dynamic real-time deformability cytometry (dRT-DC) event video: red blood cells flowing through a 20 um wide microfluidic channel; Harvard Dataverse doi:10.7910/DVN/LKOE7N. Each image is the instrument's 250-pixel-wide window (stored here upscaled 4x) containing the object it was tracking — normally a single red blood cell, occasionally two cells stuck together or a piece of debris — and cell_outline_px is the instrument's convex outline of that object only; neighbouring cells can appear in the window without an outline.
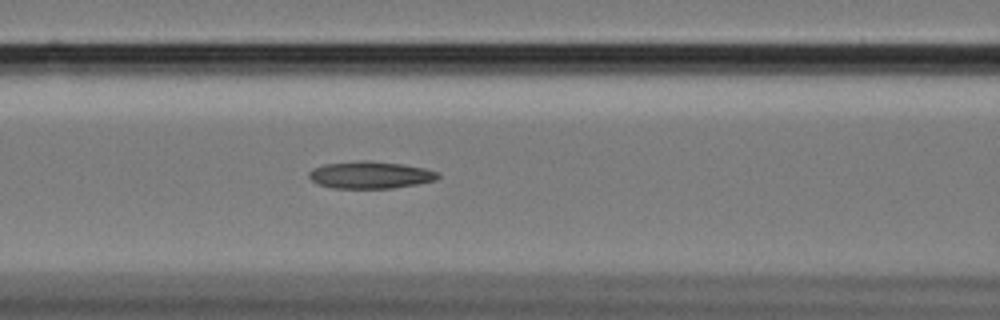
{"species": "Egyptian fruit bat (a non-hibernating species)", "species_latin": "Rousettus aegyptiacus", "temperature_condition": "cold", "stored_images_in_passage": 41, "camera_frame_rate_fps": 3000, "um_per_image_px": 0.085, "animal": {"sex": "female"}, "frame": {"image": 1, "passage_image": 11, "time_ms": 3.333, "image_size_px": [1000, 320], "cell_outline_px": [[440, 176], [436, 180], [416, 184], [392, 188], [332, 188], [320, 184], [312, 180], [308, 176], [308, 172], [312, 168], [324, 164], [360, 160], [368, 160], [404, 164], [424, 168], [440, 172]], "centroid_in_image_um": [31.48, 14.86], "position_along_channel_um": 135.1, "area_um2": 20.52}}
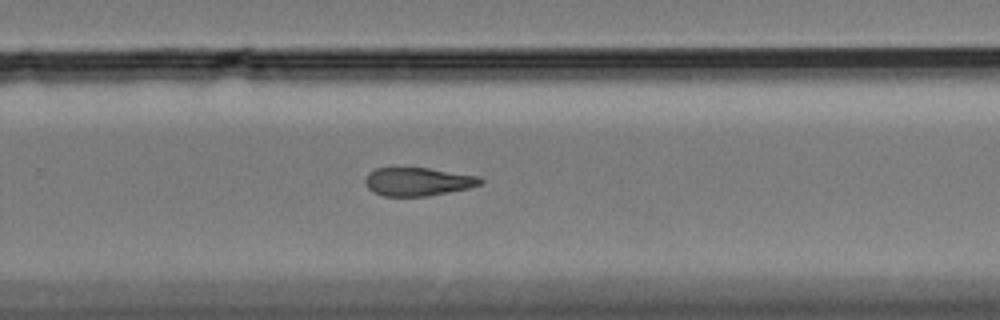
{"frame": {"image": 2, "passage_image": 25, "time_ms": 8.0, "image_size_px": [1000, 320], "cell_outline_px": [[484, 180], [480, 184], [468, 188], [428, 196], [384, 196], [372, 192], [368, 188], [364, 180], [368, 172], [376, 168], [428, 168], [476, 176]], "centroid_in_image_um": [35.46, 15.44], "position_along_channel_um": 294.3, "area_um2": 18.84}}
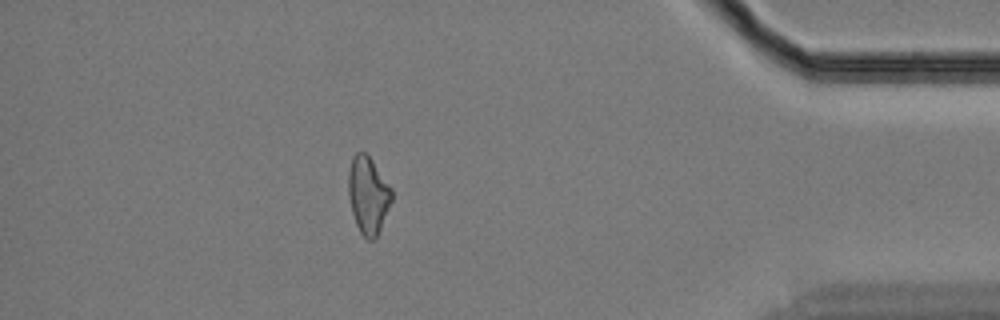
{"frame": {"image": 3, "passage_image": 38, "time_ms": 12.333, "image_size_px": [1000, 320], "cell_outline_px": [[392, 200], [380, 228], [376, 236], [372, 240], [368, 240], [360, 232], [356, 224], [352, 212], [348, 192], [348, 172], [352, 156], [356, 152], [364, 152], [372, 160], [392, 188]], "centroid_in_image_um": [31.28, 16.55], "position_along_channel_um": 403.9, "area_um2": 19.31}, "authors_computed_cell_mechanics": {"area_um2": 19.8254, "velocity_mm_per_s": 3.4235, "shape_relaxation_time_tau1_ms": null, "shape_relaxation_time_tau2_ms": 8.1161, "deformation_change_tau1": null, "deformation_change_tau2": 0.1936}}